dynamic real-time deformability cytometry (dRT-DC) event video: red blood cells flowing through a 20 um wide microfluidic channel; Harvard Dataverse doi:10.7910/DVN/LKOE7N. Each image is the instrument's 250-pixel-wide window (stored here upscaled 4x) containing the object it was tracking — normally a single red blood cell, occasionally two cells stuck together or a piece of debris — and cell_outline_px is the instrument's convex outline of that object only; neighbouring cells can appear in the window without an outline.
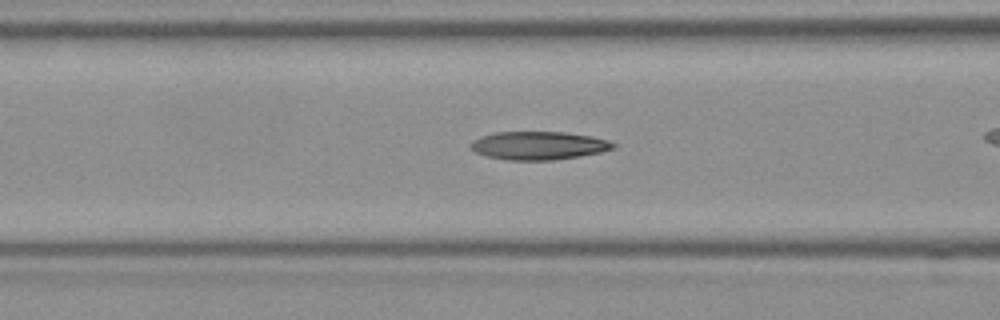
{"species": "Egyptian fruit bat (a non-hibernating species)", "species_latin": "Rousettus aegyptiacus", "temperature_condition": "room temperature", "stored_images_in_passage": 41, "camera_frame_rate_fps": 3000, "um_per_image_px": 0.085, "frame": {"image": 1, "passage_image": 21, "time_ms": 6.667, "image_size_px": [1000, 320], "cell_outline_px": [[616, 148], [600, 152], [580, 156], [552, 160], [508, 160], [488, 156], [476, 152], [468, 144], [472, 140], [480, 136], [496, 132], [564, 132], [592, 136], [608, 140], [616, 144]], "centroid_in_image_um": [45.79, 12.36], "position_along_channel_um": 120.8, "area_um2": 23.47}}
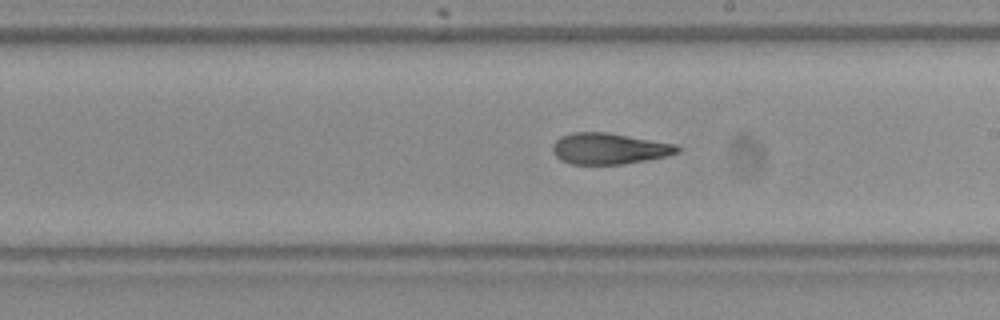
{"frame": {"image": 2, "passage_image": 30, "time_ms": 9.667, "image_size_px": [1000, 320], "cell_outline_px": [[680, 152], [664, 156], [624, 164], [572, 164], [560, 160], [552, 152], [552, 144], [560, 136], [572, 132], [608, 132], [676, 144], [680, 148]], "centroid_in_image_um": [51.74, 12.62], "position_along_channel_um": 237.3, "area_um2": 22.66}}
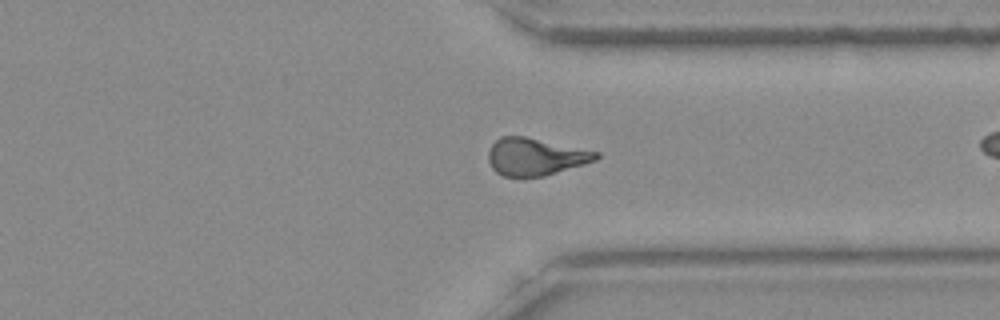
{"frame": {"image": 3, "passage_image": 40, "time_ms": 13.0, "image_size_px": [1000, 320], "cell_outline_px": [[600, 156], [596, 160], [584, 164], [544, 176], [504, 176], [496, 172], [492, 168], [488, 160], [488, 152], [492, 144], [500, 136], [524, 136], [600, 152]], "centroid_in_image_um": [45.5, 13.31], "position_along_channel_um": 365.9, "area_um2": 23.29}}